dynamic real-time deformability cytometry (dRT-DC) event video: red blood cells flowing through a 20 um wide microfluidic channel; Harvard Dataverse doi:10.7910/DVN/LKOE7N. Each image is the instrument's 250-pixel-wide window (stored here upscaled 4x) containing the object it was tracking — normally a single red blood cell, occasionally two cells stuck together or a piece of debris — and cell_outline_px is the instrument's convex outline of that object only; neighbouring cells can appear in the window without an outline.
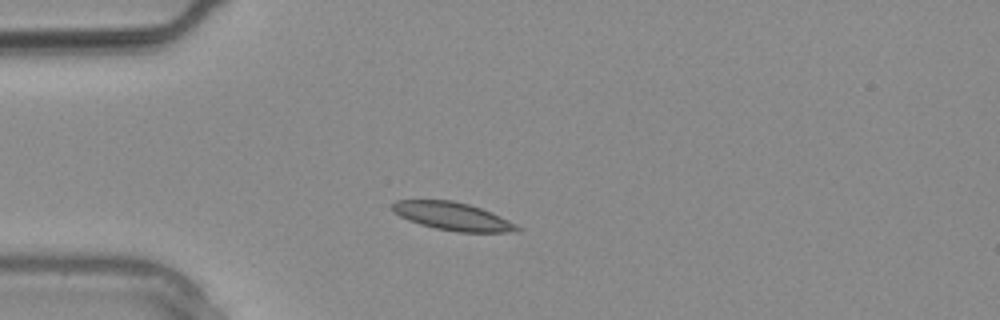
{"species": "common noctule bat (a hibernating species)", "species_latin": "Nyctalus noctula", "temperature_condition": "warm", "stored_images_in_passage": 1, "camera_frame_rate_fps": 3000, "um_per_image_px": 0.085, "animal": {"sex": "male", "body_mass_g": 20.4}, "frame": {"image": 1, "passage_image": 1, "time_ms": 0.0, "image_size_px": [1000, 320], "cell_outline_px": [[524, 228], [516, 232], [456, 232], [436, 228], [420, 224], [408, 220], [400, 216], [392, 208], [392, 204], [396, 200], [452, 200], [468, 204], [492, 212]], "centroid_in_image_um": [38.52, 18.39], "position_along_channel_um": 46.5, "area_um2": 20.29}}